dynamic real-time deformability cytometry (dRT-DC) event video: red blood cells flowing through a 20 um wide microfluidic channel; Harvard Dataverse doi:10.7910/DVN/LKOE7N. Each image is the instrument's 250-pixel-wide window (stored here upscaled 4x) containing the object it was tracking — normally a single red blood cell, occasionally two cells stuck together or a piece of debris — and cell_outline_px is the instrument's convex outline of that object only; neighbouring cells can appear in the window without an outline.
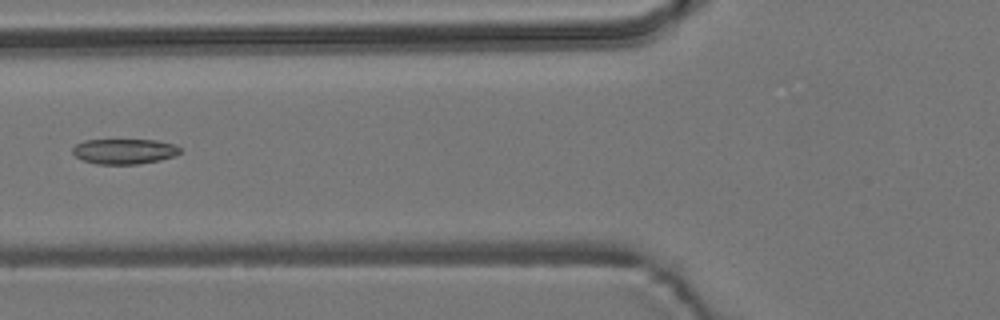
{"species": "common noctule bat (a hibernating species)", "species_latin": "Nyctalus noctula", "temperature_condition": "room temperature", "stored_images_in_passage": 7, "camera_frame_rate_fps": 3000, "um_per_image_px": 0.085, "animal": {"sex": "male", "body_mass_g": 19.2, "forearm_length_mm": 51.8}, "frame": {"image": 1, "passage_image": 6, "time_ms": 6.0, "image_size_px": [1000, 320], "cell_outline_px": [[180, 152], [176, 156], [160, 160], [140, 164], [96, 164], [84, 160], [76, 156], [72, 152], [72, 148], [76, 144], [84, 140], [156, 140], [176, 144], [180, 148]], "centroid_in_image_um": [10.59, 12.86], "position_along_channel_um": 115.2, "area_um2": 15.9}}
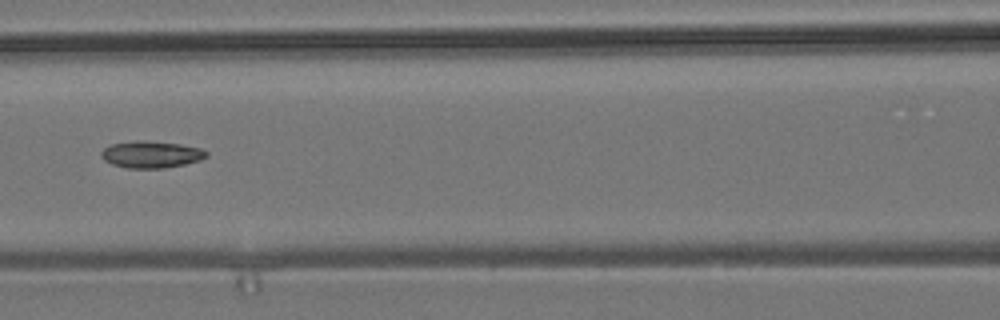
{"frame": {"image": 2, "passage_image": 7, "time_ms": 7.0, "image_size_px": [1000, 320], "cell_outline_px": [[208, 156], [200, 160], [184, 164], [164, 168], [128, 168], [112, 164], [104, 160], [100, 156], [100, 152], [104, 148], [112, 144], [136, 140], [144, 140], [180, 144], [200, 148], [208, 152]], "centroid_in_image_um": [12.84, 13.12], "position_along_channel_um": 153.8, "area_um2": 16.47}}